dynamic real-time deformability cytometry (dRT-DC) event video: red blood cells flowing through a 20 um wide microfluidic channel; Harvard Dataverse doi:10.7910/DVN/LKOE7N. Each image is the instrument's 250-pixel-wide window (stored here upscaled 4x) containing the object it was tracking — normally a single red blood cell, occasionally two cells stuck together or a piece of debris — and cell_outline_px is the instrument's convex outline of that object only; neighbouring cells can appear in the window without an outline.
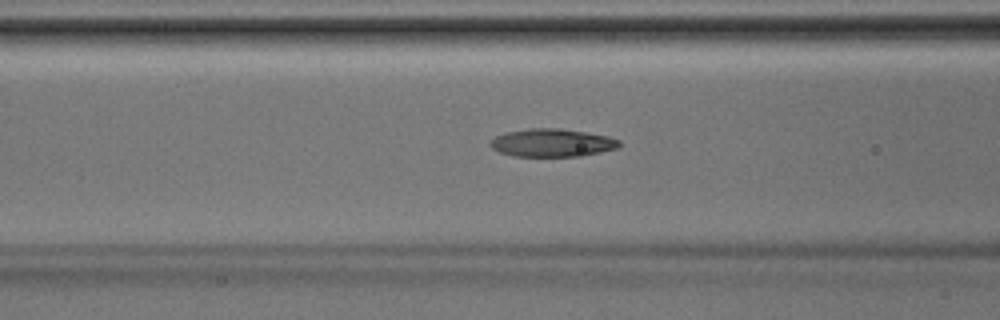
{"species": "Egyptian fruit bat (a non-hibernating species)", "species_latin": "Rousettus aegyptiacus", "temperature_condition": "room temperature", "stored_images_in_passage": 41, "camera_frame_rate_fps": 3000, "um_per_image_px": 0.085, "animal": {"sex": "male"}, "frame": {"image": 1, "passage_image": 16, "time_ms": 5.0, "image_size_px": [1000, 320], "cell_outline_px": [[620, 144], [616, 148], [600, 152], [580, 156], [512, 156], [500, 152], [492, 148], [488, 144], [496, 136], [504, 132], [528, 128], [560, 128], [608, 136], [620, 140]], "centroid_in_image_um": [46.89, 12.13], "position_along_channel_um": 119.7, "area_um2": 20.98}}
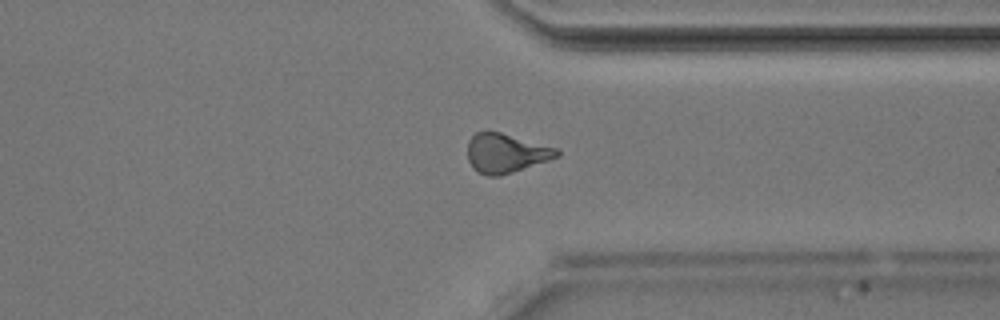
{"frame": {"image": 2, "passage_image": 31, "time_ms": 10.0, "image_size_px": [1000, 320], "cell_outline_px": [[560, 156], [500, 176], [488, 176], [476, 172], [472, 168], [468, 160], [468, 140], [476, 132], [500, 132], [560, 148]], "centroid_in_image_um": [43.01, 13.02], "position_along_channel_um": 368.4, "area_um2": 20.52}}
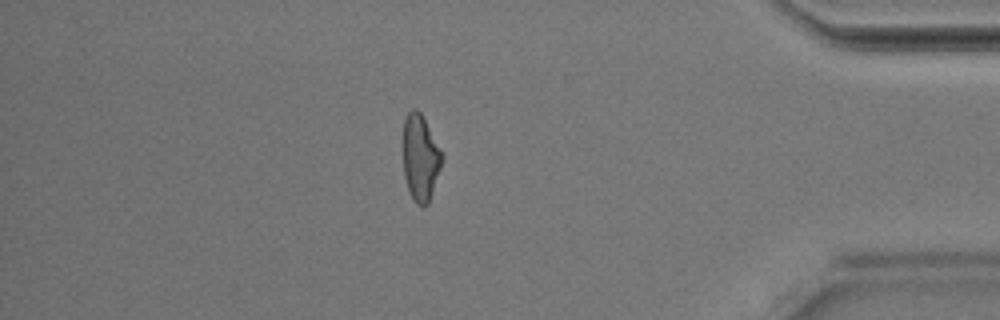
{"frame": {"image": 3, "passage_image": 35, "time_ms": 11.333, "image_size_px": [1000, 320], "cell_outline_px": [[444, 156], [428, 204], [424, 208], [416, 204], [412, 200], [404, 176], [404, 120], [408, 112], [412, 108], [416, 108], [420, 112], [444, 152]], "centroid_in_image_um": [35.75, 13.41], "position_along_channel_um": 399.4, "area_um2": 19.65}}